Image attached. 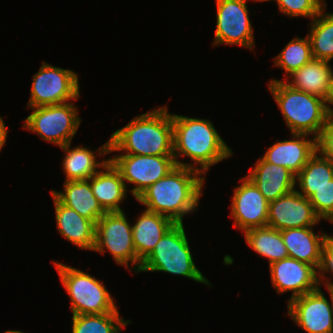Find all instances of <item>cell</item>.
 <instances>
[{
	"mask_svg": "<svg viewBox=\"0 0 333 333\" xmlns=\"http://www.w3.org/2000/svg\"><path fill=\"white\" fill-rule=\"evenodd\" d=\"M204 183L205 176L200 171L177 165L136 200L146 206V210L166 216L175 224H183L184 216L198 209Z\"/></svg>",
	"mask_w": 333,
	"mask_h": 333,
	"instance_id": "6da1fadb",
	"label": "cell"
},
{
	"mask_svg": "<svg viewBox=\"0 0 333 333\" xmlns=\"http://www.w3.org/2000/svg\"><path fill=\"white\" fill-rule=\"evenodd\" d=\"M172 123L173 156L178 166L196 169L206 176L211 166L234 155L209 119L173 113ZM179 157H188L192 163L186 164Z\"/></svg>",
	"mask_w": 333,
	"mask_h": 333,
	"instance_id": "7a4b0ae2",
	"label": "cell"
},
{
	"mask_svg": "<svg viewBox=\"0 0 333 333\" xmlns=\"http://www.w3.org/2000/svg\"><path fill=\"white\" fill-rule=\"evenodd\" d=\"M173 156L172 113L168 106L151 109L134 117L109 138V153Z\"/></svg>",
	"mask_w": 333,
	"mask_h": 333,
	"instance_id": "3957f363",
	"label": "cell"
},
{
	"mask_svg": "<svg viewBox=\"0 0 333 333\" xmlns=\"http://www.w3.org/2000/svg\"><path fill=\"white\" fill-rule=\"evenodd\" d=\"M267 84L290 132L317 138L328 116L324 99L295 89L284 80L273 78Z\"/></svg>",
	"mask_w": 333,
	"mask_h": 333,
	"instance_id": "277c9868",
	"label": "cell"
},
{
	"mask_svg": "<svg viewBox=\"0 0 333 333\" xmlns=\"http://www.w3.org/2000/svg\"><path fill=\"white\" fill-rule=\"evenodd\" d=\"M183 224H174L141 263L139 272H165L212 287L193 260Z\"/></svg>",
	"mask_w": 333,
	"mask_h": 333,
	"instance_id": "5b68a950",
	"label": "cell"
},
{
	"mask_svg": "<svg viewBox=\"0 0 333 333\" xmlns=\"http://www.w3.org/2000/svg\"><path fill=\"white\" fill-rule=\"evenodd\" d=\"M52 263L70 297L72 315L105 314L118 309L103 281L64 263Z\"/></svg>",
	"mask_w": 333,
	"mask_h": 333,
	"instance_id": "8992f818",
	"label": "cell"
},
{
	"mask_svg": "<svg viewBox=\"0 0 333 333\" xmlns=\"http://www.w3.org/2000/svg\"><path fill=\"white\" fill-rule=\"evenodd\" d=\"M124 211L106 212L96 223L94 252L105 254L107 250L116 264L138 273L141 261L133 242L132 225ZM131 263V264H130ZM132 266V267H131Z\"/></svg>",
	"mask_w": 333,
	"mask_h": 333,
	"instance_id": "52a82bcc",
	"label": "cell"
},
{
	"mask_svg": "<svg viewBox=\"0 0 333 333\" xmlns=\"http://www.w3.org/2000/svg\"><path fill=\"white\" fill-rule=\"evenodd\" d=\"M75 101L31 108V114L23 122V129L58 147L71 143L81 122Z\"/></svg>",
	"mask_w": 333,
	"mask_h": 333,
	"instance_id": "ba28073f",
	"label": "cell"
},
{
	"mask_svg": "<svg viewBox=\"0 0 333 333\" xmlns=\"http://www.w3.org/2000/svg\"><path fill=\"white\" fill-rule=\"evenodd\" d=\"M79 76L71 69L43 61L32 76L28 108L62 104L80 99Z\"/></svg>",
	"mask_w": 333,
	"mask_h": 333,
	"instance_id": "9c48e42d",
	"label": "cell"
},
{
	"mask_svg": "<svg viewBox=\"0 0 333 333\" xmlns=\"http://www.w3.org/2000/svg\"><path fill=\"white\" fill-rule=\"evenodd\" d=\"M108 159L120 171L126 187V182L134 185L130 191L135 199L177 166L174 156L120 153Z\"/></svg>",
	"mask_w": 333,
	"mask_h": 333,
	"instance_id": "30bf717a",
	"label": "cell"
},
{
	"mask_svg": "<svg viewBox=\"0 0 333 333\" xmlns=\"http://www.w3.org/2000/svg\"><path fill=\"white\" fill-rule=\"evenodd\" d=\"M216 30L213 47L238 45L254 50V30L247 9L248 0H215Z\"/></svg>",
	"mask_w": 333,
	"mask_h": 333,
	"instance_id": "8fae6325",
	"label": "cell"
},
{
	"mask_svg": "<svg viewBox=\"0 0 333 333\" xmlns=\"http://www.w3.org/2000/svg\"><path fill=\"white\" fill-rule=\"evenodd\" d=\"M318 289L296 297L287 303L288 316L307 333H333V308Z\"/></svg>",
	"mask_w": 333,
	"mask_h": 333,
	"instance_id": "7c38bea8",
	"label": "cell"
},
{
	"mask_svg": "<svg viewBox=\"0 0 333 333\" xmlns=\"http://www.w3.org/2000/svg\"><path fill=\"white\" fill-rule=\"evenodd\" d=\"M240 182L233 191L230 216L233 226L243 234L249 229L267 226L269 202L247 176Z\"/></svg>",
	"mask_w": 333,
	"mask_h": 333,
	"instance_id": "4fadbf2b",
	"label": "cell"
},
{
	"mask_svg": "<svg viewBox=\"0 0 333 333\" xmlns=\"http://www.w3.org/2000/svg\"><path fill=\"white\" fill-rule=\"evenodd\" d=\"M273 288L278 294L292 292L287 303L320 287L318 270L305 262L288 257L269 265Z\"/></svg>",
	"mask_w": 333,
	"mask_h": 333,
	"instance_id": "5bb4252c",
	"label": "cell"
},
{
	"mask_svg": "<svg viewBox=\"0 0 333 333\" xmlns=\"http://www.w3.org/2000/svg\"><path fill=\"white\" fill-rule=\"evenodd\" d=\"M320 221L309 199L296 189L269 202L267 225L279 231L315 227Z\"/></svg>",
	"mask_w": 333,
	"mask_h": 333,
	"instance_id": "9a60e30c",
	"label": "cell"
},
{
	"mask_svg": "<svg viewBox=\"0 0 333 333\" xmlns=\"http://www.w3.org/2000/svg\"><path fill=\"white\" fill-rule=\"evenodd\" d=\"M289 140L277 141L266 149L262 158L275 165L287 168L295 176L317 152L316 138L307 134L291 133Z\"/></svg>",
	"mask_w": 333,
	"mask_h": 333,
	"instance_id": "2e32d148",
	"label": "cell"
},
{
	"mask_svg": "<svg viewBox=\"0 0 333 333\" xmlns=\"http://www.w3.org/2000/svg\"><path fill=\"white\" fill-rule=\"evenodd\" d=\"M57 230L81 250L93 251L96 241V224L62 204L52 193Z\"/></svg>",
	"mask_w": 333,
	"mask_h": 333,
	"instance_id": "e0dca14e",
	"label": "cell"
},
{
	"mask_svg": "<svg viewBox=\"0 0 333 333\" xmlns=\"http://www.w3.org/2000/svg\"><path fill=\"white\" fill-rule=\"evenodd\" d=\"M246 176L255 184L268 202L296 189V176L287 168L266 162L260 157Z\"/></svg>",
	"mask_w": 333,
	"mask_h": 333,
	"instance_id": "ac0fdd59",
	"label": "cell"
},
{
	"mask_svg": "<svg viewBox=\"0 0 333 333\" xmlns=\"http://www.w3.org/2000/svg\"><path fill=\"white\" fill-rule=\"evenodd\" d=\"M88 181L94 196L105 212L124 211L120 204L127 198L128 187L120 171L110 160Z\"/></svg>",
	"mask_w": 333,
	"mask_h": 333,
	"instance_id": "d6986e66",
	"label": "cell"
},
{
	"mask_svg": "<svg viewBox=\"0 0 333 333\" xmlns=\"http://www.w3.org/2000/svg\"><path fill=\"white\" fill-rule=\"evenodd\" d=\"M64 151L62 167L65 181L89 180L101 169L109 159L99 161L96 155L103 157L109 153V140L94 152L86 146L71 148V143L60 147ZM98 151V152H97ZM97 152V154H96Z\"/></svg>",
	"mask_w": 333,
	"mask_h": 333,
	"instance_id": "ffe728a7",
	"label": "cell"
},
{
	"mask_svg": "<svg viewBox=\"0 0 333 333\" xmlns=\"http://www.w3.org/2000/svg\"><path fill=\"white\" fill-rule=\"evenodd\" d=\"M281 236L289 257L308 263L319 270L327 233L316 234L312 227H302L281 230Z\"/></svg>",
	"mask_w": 333,
	"mask_h": 333,
	"instance_id": "44dd1931",
	"label": "cell"
},
{
	"mask_svg": "<svg viewBox=\"0 0 333 333\" xmlns=\"http://www.w3.org/2000/svg\"><path fill=\"white\" fill-rule=\"evenodd\" d=\"M175 223L166 216L144 210L132 225L133 242L138 259L143 262L158 241Z\"/></svg>",
	"mask_w": 333,
	"mask_h": 333,
	"instance_id": "7402d4cb",
	"label": "cell"
},
{
	"mask_svg": "<svg viewBox=\"0 0 333 333\" xmlns=\"http://www.w3.org/2000/svg\"><path fill=\"white\" fill-rule=\"evenodd\" d=\"M63 191L50 192L64 205L95 224L106 213L92 192L88 180L64 181Z\"/></svg>",
	"mask_w": 333,
	"mask_h": 333,
	"instance_id": "603a6c76",
	"label": "cell"
},
{
	"mask_svg": "<svg viewBox=\"0 0 333 333\" xmlns=\"http://www.w3.org/2000/svg\"><path fill=\"white\" fill-rule=\"evenodd\" d=\"M329 63L330 61L313 58L284 81L295 89L324 99L333 74V68Z\"/></svg>",
	"mask_w": 333,
	"mask_h": 333,
	"instance_id": "cb8c5ba5",
	"label": "cell"
},
{
	"mask_svg": "<svg viewBox=\"0 0 333 333\" xmlns=\"http://www.w3.org/2000/svg\"><path fill=\"white\" fill-rule=\"evenodd\" d=\"M244 238L254 252L267 258L269 265L289 257L281 231L268 225L245 231Z\"/></svg>",
	"mask_w": 333,
	"mask_h": 333,
	"instance_id": "d4e9b609",
	"label": "cell"
},
{
	"mask_svg": "<svg viewBox=\"0 0 333 333\" xmlns=\"http://www.w3.org/2000/svg\"><path fill=\"white\" fill-rule=\"evenodd\" d=\"M333 179V162L316 152L302 170L296 175V189L304 197L309 198L317 188L331 184Z\"/></svg>",
	"mask_w": 333,
	"mask_h": 333,
	"instance_id": "484cf974",
	"label": "cell"
},
{
	"mask_svg": "<svg viewBox=\"0 0 333 333\" xmlns=\"http://www.w3.org/2000/svg\"><path fill=\"white\" fill-rule=\"evenodd\" d=\"M311 25V26H310ZM307 33L314 59L332 61L333 59V13L324 9L312 20Z\"/></svg>",
	"mask_w": 333,
	"mask_h": 333,
	"instance_id": "4316f807",
	"label": "cell"
},
{
	"mask_svg": "<svg viewBox=\"0 0 333 333\" xmlns=\"http://www.w3.org/2000/svg\"><path fill=\"white\" fill-rule=\"evenodd\" d=\"M119 314L117 309L105 314L72 315V333H121L132 321Z\"/></svg>",
	"mask_w": 333,
	"mask_h": 333,
	"instance_id": "83f0119b",
	"label": "cell"
},
{
	"mask_svg": "<svg viewBox=\"0 0 333 333\" xmlns=\"http://www.w3.org/2000/svg\"><path fill=\"white\" fill-rule=\"evenodd\" d=\"M312 59L311 42L306 35L304 38L295 37L292 39L273 60L274 66L284 70L285 80Z\"/></svg>",
	"mask_w": 333,
	"mask_h": 333,
	"instance_id": "f1b7e54d",
	"label": "cell"
},
{
	"mask_svg": "<svg viewBox=\"0 0 333 333\" xmlns=\"http://www.w3.org/2000/svg\"><path fill=\"white\" fill-rule=\"evenodd\" d=\"M264 2L271 0H253ZM274 0H272L273 2ZM278 4L279 12L288 17H306L312 21L323 9L322 0H275Z\"/></svg>",
	"mask_w": 333,
	"mask_h": 333,
	"instance_id": "f546056e",
	"label": "cell"
},
{
	"mask_svg": "<svg viewBox=\"0 0 333 333\" xmlns=\"http://www.w3.org/2000/svg\"><path fill=\"white\" fill-rule=\"evenodd\" d=\"M308 199L316 215L333 224V179L331 184L317 188Z\"/></svg>",
	"mask_w": 333,
	"mask_h": 333,
	"instance_id": "4dcf8cb0",
	"label": "cell"
},
{
	"mask_svg": "<svg viewBox=\"0 0 333 333\" xmlns=\"http://www.w3.org/2000/svg\"><path fill=\"white\" fill-rule=\"evenodd\" d=\"M327 273L328 275L329 273L333 275V235H328L324 242L321 265L318 270V281L320 287L323 284L326 286V288H333V281H330V277L327 275Z\"/></svg>",
	"mask_w": 333,
	"mask_h": 333,
	"instance_id": "1f68e13d",
	"label": "cell"
},
{
	"mask_svg": "<svg viewBox=\"0 0 333 333\" xmlns=\"http://www.w3.org/2000/svg\"><path fill=\"white\" fill-rule=\"evenodd\" d=\"M316 150L333 162V115H328L322 130L316 138Z\"/></svg>",
	"mask_w": 333,
	"mask_h": 333,
	"instance_id": "d6a6232c",
	"label": "cell"
},
{
	"mask_svg": "<svg viewBox=\"0 0 333 333\" xmlns=\"http://www.w3.org/2000/svg\"><path fill=\"white\" fill-rule=\"evenodd\" d=\"M324 104H325V109L327 111V114L333 115V108H331V106L333 105V74L329 81V87H328L326 97L324 98Z\"/></svg>",
	"mask_w": 333,
	"mask_h": 333,
	"instance_id": "836d02e7",
	"label": "cell"
},
{
	"mask_svg": "<svg viewBox=\"0 0 333 333\" xmlns=\"http://www.w3.org/2000/svg\"><path fill=\"white\" fill-rule=\"evenodd\" d=\"M8 134V130L6 128V125L4 123V120L2 118V116H0V151L2 150V148L4 147V145L6 144V139H7V135Z\"/></svg>",
	"mask_w": 333,
	"mask_h": 333,
	"instance_id": "e575fe53",
	"label": "cell"
},
{
	"mask_svg": "<svg viewBox=\"0 0 333 333\" xmlns=\"http://www.w3.org/2000/svg\"><path fill=\"white\" fill-rule=\"evenodd\" d=\"M328 293L330 294L331 296V300H332V308H333V288H326Z\"/></svg>",
	"mask_w": 333,
	"mask_h": 333,
	"instance_id": "d590c367",
	"label": "cell"
},
{
	"mask_svg": "<svg viewBox=\"0 0 333 333\" xmlns=\"http://www.w3.org/2000/svg\"><path fill=\"white\" fill-rule=\"evenodd\" d=\"M4 333H24V332L19 331V330H8V331H5Z\"/></svg>",
	"mask_w": 333,
	"mask_h": 333,
	"instance_id": "8d00e7d4",
	"label": "cell"
},
{
	"mask_svg": "<svg viewBox=\"0 0 333 333\" xmlns=\"http://www.w3.org/2000/svg\"><path fill=\"white\" fill-rule=\"evenodd\" d=\"M324 2V6L327 7V3H326V0H322Z\"/></svg>",
	"mask_w": 333,
	"mask_h": 333,
	"instance_id": "74e56055",
	"label": "cell"
}]
</instances>
